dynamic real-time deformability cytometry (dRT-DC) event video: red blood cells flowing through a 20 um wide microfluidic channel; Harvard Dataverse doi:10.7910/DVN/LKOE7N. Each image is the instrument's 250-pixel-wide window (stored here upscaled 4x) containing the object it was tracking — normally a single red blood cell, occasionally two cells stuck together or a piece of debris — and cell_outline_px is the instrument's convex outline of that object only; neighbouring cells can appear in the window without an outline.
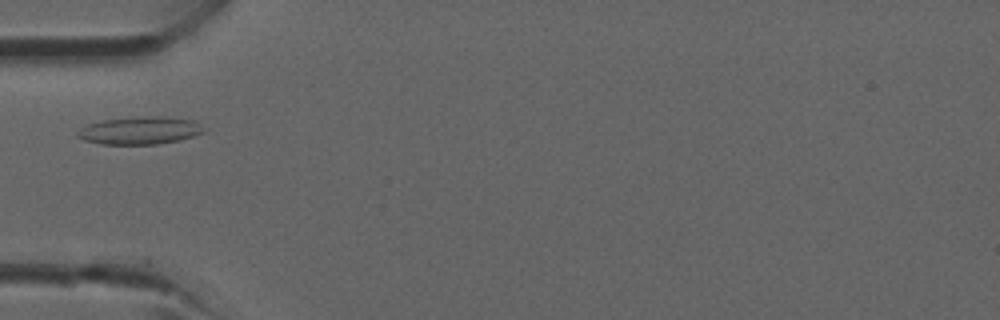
{"species": "common noctule bat (a hibernating species)", "species_latin": "Nyctalus noctula", "temperature_condition": "room temperature", "stored_images_in_passage": 1, "camera_frame_rate_fps": 3000, "um_per_image_px": 0.085, "animal": {"sex": "male", "forearm_length_mm": 52.5}, "frame": {"image": 1, "passage_image": 1, "time_ms": 0.0, "image_size_px": [1000, 320], "cell_outline_px": [[208, 128], [204, 132], [180, 140], [156, 144], [100, 144], [84, 140], [76, 136], [76, 132], [80, 128], [88, 124], [104, 120], [144, 116], [160, 116], [192, 120]], "centroid_in_image_um": [11.9, 11.09], "position_along_channel_um": 73.1, "area_um2": 20.35}}